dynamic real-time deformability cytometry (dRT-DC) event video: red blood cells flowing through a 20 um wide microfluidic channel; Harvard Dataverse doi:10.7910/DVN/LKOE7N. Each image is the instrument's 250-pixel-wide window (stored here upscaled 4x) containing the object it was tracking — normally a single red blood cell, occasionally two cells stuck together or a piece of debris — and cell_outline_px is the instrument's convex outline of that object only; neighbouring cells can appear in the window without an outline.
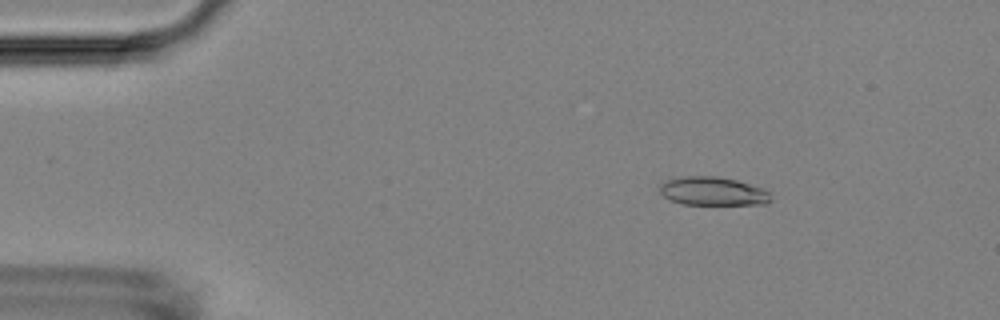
{"species": "Egyptian fruit bat (a non-hibernating species)", "species_latin": "Rousettus aegyptiacus", "temperature_condition": "room temperature", "stored_images_in_passage": 54, "camera_frame_rate_fps": 3000, "um_per_image_px": 0.085, "animal": {"sex": "female"}, "frame": {"image": 1, "passage_image": 8, "time_ms": 2.333, "image_size_px": [1000, 320], "cell_outline_px": [[772, 200], [764, 204], [684, 204], [672, 200], [664, 196], [660, 192], [660, 184], [668, 180], [684, 176], [716, 176], [736, 180], [764, 188], [768, 192]], "centroid_in_image_um": [60.61, 16.25], "position_along_channel_um": 24.4, "area_um2": 18.26}}
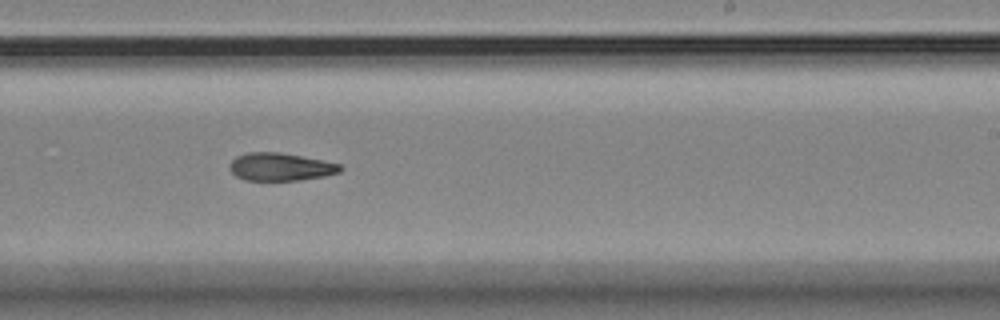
{"frame": {"image": 2, "passage_image": 33, "time_ms": 10.667, "image_size_px": [1000, 320], "cell_outline_px": [[344, 168], [340, 172], [324, 176], [300, 180], [244, 180], [236, 176], [228, 168], [232, 160], [236, 156], [248, 152], [280, 152], [340, 164]], "centroid_in_image_um": [23.82, 14.18], "position_along_channel_um": 265.2, "area_um2": 17.86}}
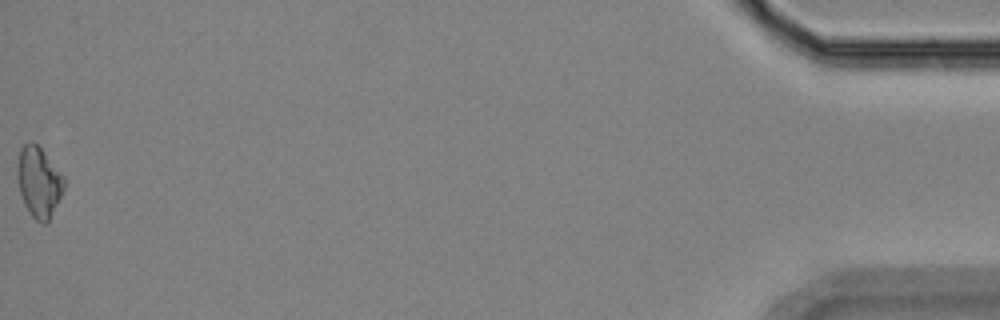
{"frame": {"image": 3, "passage_image": 54, "time_ms": 17.667, "image_size_px": [1000, 320], "cell_outline_px": [[64, 188], [48, 220], [44, 224], [36, 220], [28, 212], [24, 204], [20, 192], [16, 176], [16, 168], [20, 148], [28, 140], [32, 140], [40, 148], [64, 176]], "centroid_in_image_um": [3.26, 15.43], "position_along_channel_um": 431.9, "area_um2": 19.02}, "authors_computed_cell_mechanics": {"area_um2": 18.6694, "velocity_mm_per_s": 3.7285, "shape_relaxation_time_tau1_ms": 10.2125, "shape_relaxation_time_tau2_ms": null, "deformation_change_tau1": 0.2006, "deformation_change_tau2": null}}